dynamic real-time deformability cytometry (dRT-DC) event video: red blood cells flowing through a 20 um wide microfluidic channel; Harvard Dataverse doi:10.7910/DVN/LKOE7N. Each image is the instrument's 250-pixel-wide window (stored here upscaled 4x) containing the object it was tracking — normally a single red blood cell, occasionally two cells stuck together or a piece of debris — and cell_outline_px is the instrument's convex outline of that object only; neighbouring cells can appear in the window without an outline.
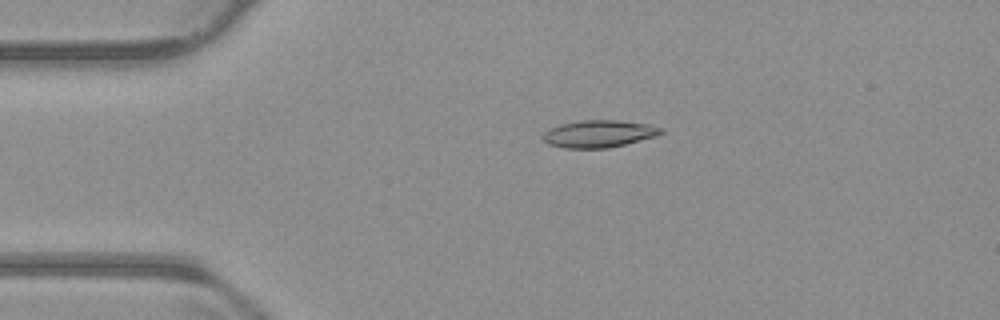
{"species": "common noctule bat (a hibernating species)", "species_latin": "Nyctalus noctula", "temperature_condition": "warm", "stored_images_in_passage": 43, "camera_frame_rate_fps": 3000, "um_per_image_px": 0.085, "animal": {"sex": "male", "body_mass_g": 23.1, "forearm_length_mm": 52.7}, "frame": {"image": 1, "passage_image": 1, "time_ms": 0.0, "image_size_px": [1000, 320], "cell_outline_px": [[664, 132], [660, 136], [608, 148], [564, 148], [548, 144], [540, 136], [548, 128], [560, 124], [580, 120], [620, 120], [648, 124], [660, 128]], "centroid_in_image_um": [50.9, 11.37], "position_along_channel_um": 34.1, "area_um2": 19.02}}
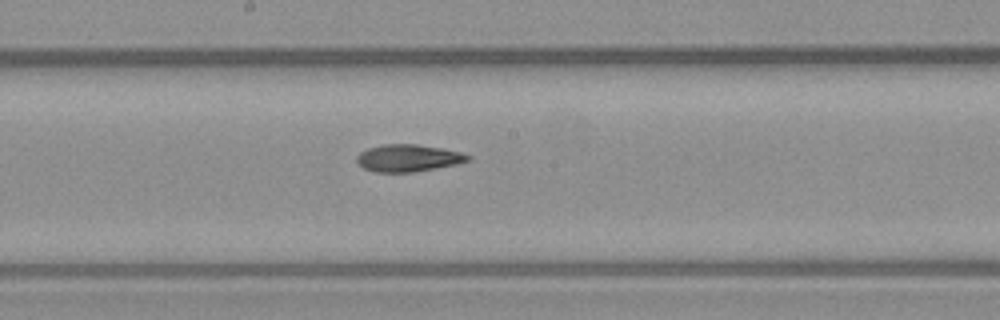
{"frame": {"image": 2, "passage_image": 18, "time_ms": 5.667, "image_size_px": [1000, 320], "cell_outline_px": [[472, 160], [456, 164], [436, 168], [412, 172], [376, 172], [364, 168], [356, 160], [356, 156], [360, 152], [368, 148], [384, 144], [416, 144], [440, 148], [460, 152], [472, 156]], "centroid_in_image_um": [34.71, 13.43], "position_along_channel_um": 213.5, "area_um2": 17.51}}
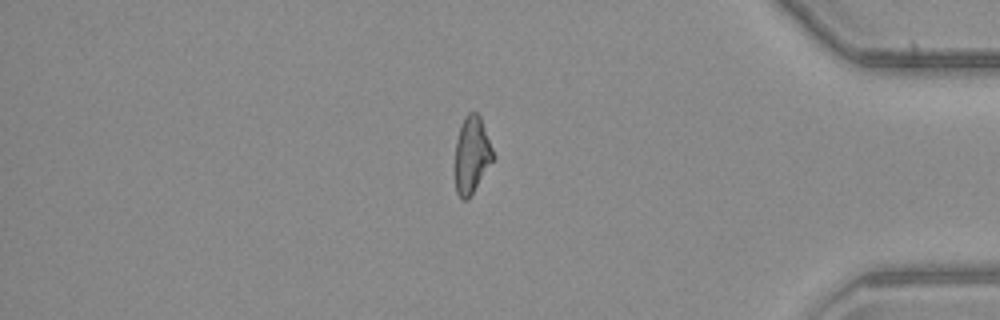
{"frame": {"image": 3, "passage_image": 35, "time_ms": 11.333, "image_size_px": [1000, 320], "cell_outline_px": [[496, 156], [468, 200], [464, 200], [456, 192], [456, 140], [460, 124], [464, 116], [468, 112], [476, 112], [480, 116]], "centroid_in_image_um": [40.12, 13.13], "position_along_channel_um": 395.1, "area_um2": 17.05}, "authors_computed_cell_mechanics": {"area_um2": 17.8024, "velocity_mm_per_s": 3.8267, "shape_relaxation_time_tau1_ms": 10.8008, "shape_relaxation_time_tau2_ms": 10.0249, "deformation_change_tau1": 0.2446, "deformation_change_tau2": 0.1955}}